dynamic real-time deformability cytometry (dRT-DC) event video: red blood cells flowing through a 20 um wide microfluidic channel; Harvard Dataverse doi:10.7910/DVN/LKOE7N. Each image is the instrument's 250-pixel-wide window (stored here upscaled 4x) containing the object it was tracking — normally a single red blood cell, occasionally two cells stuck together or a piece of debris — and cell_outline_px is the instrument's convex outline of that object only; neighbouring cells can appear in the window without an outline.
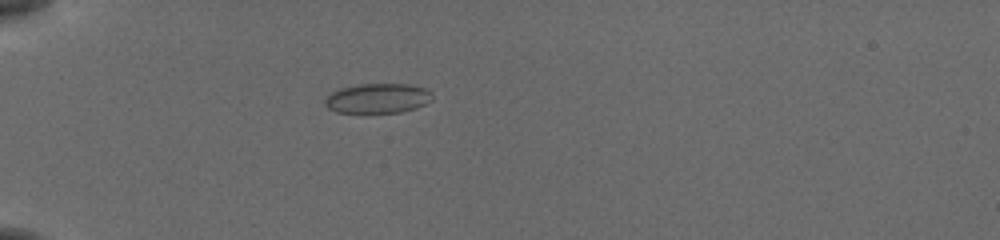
{"species": "common noctule bat (a hibernating species)", "species_latin": "Nyctalus noctula", "temperature_condition": "cold", "stored_images_in_passage": 39, "camera_frame_rate_fps": 3000, "um_per_image_px": 0.085, "animal": {"sex": "female", "body_mass_g": 19.5, "forearm_length_mm": 54.1}, "frame": {"image": 1, "passage_image": 1, "time_ms": 0.0, "image_size_px": [1000, 240], "cell_outline_px": [[432, 100], [416, 108], [400, 112], [336, 112], [328, 108], [324, 104], [324, 100], [332, 92], [340, 88], [360, 84], [408, 84], [428, 88], [432, 92]], "centroid_in_image_um": [32.13, 8.34], "position_along_channel_um": 52.9, "area_um2": 18.61}}
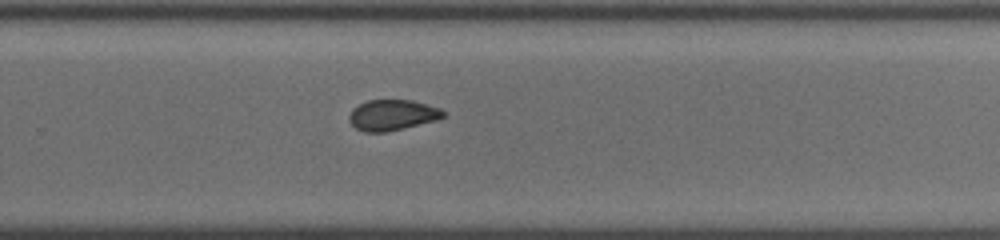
{"frame": {"image": 2, "passage_image": 22, "time_ms": 7.0, "image_size_px": [1000, 240], "cell_outline_px": [[444, 116], [436, 120], [404, 128], [384, 132], [364, 132], [356, 128], [352, 124], [348, 116], [352, 108], [368, 100], [412, 100], [440, 108], [444, 112]], "centroid_in_image_um": [33.33, 9.77], "position_along_channel_um": 296.5, "area_um2": 16.7}}
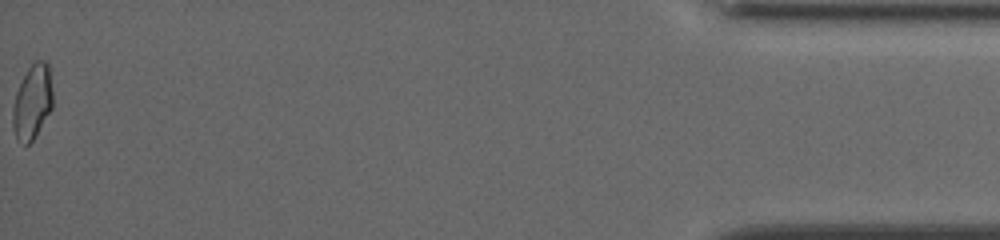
{"frame": {"image": 3, "passage_image": 39, "time_ms": 12.667, "image_size_px": [1000, 240], "cell_outline_px": [[52, 108], [32, 140], [28, 144], [24, 144], [16, 136], [12, 124], [12, 108], [16, 92], [28, 68], [36, 60], [44, 60], [48, 64], [52, 92]], "centroid_in_image_um": [2.74, 8.64], "position_along_channel_um": 432.5, "area_um2": 16.99}, "authors_computed_cell_mechanics": {"area_um2": 17.2244, "velocity_mm_per_s": 3.8349, "shape_relaxation_time_tau1_ms": null, "shape_relaxation_time_tau2_ms": 1.4449, "deformation_change_tau1": null, "deformation_change_tau2": 0.0467}}